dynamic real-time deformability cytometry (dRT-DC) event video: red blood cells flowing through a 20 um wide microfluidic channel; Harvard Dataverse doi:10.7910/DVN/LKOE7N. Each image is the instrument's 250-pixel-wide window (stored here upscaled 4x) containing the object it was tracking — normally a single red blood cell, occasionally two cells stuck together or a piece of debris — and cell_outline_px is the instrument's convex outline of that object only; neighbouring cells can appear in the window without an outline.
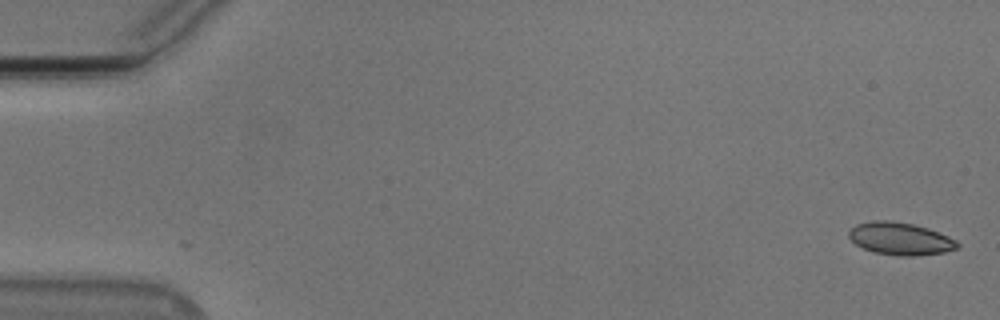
{"species": "Egyptian fruit bat (a non-hibernating species)", "species_latin": "Rousettus aegyptiacus", "temperature_condition": "cold", "stored_images_in_passage": 55, "camera_frame_rate_fps": 3000, "um_per_image_px": 0.085, "animal": {"sex": "male"}, "frame": {"image": 1, "passage_image": 1, "time_ms": 0.0, "image_size_px": [1000, 320], "cell_outline_px": [[960, 248], [944, 252], [916, 256], [900, 256], [872, 252], [856, 244], [848, 236], [848, 232], [856, 224], [872, 220], [892, 220], [912, 224], [928, 228], [948, 236], [956, 240], [960, 244]], "centroid_in_image_um": [76.54, 20.29], "position_along_channel_um": 8.5, "area_um2": 20.69}}
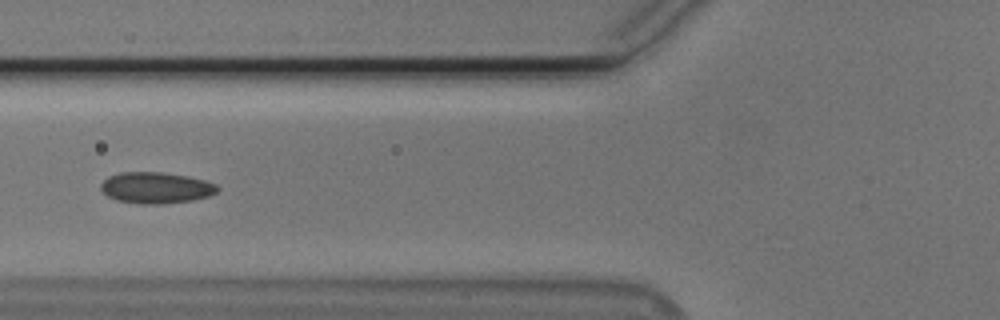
{"frame": {"image": 2, "passage_image": 21, "time_ms": 6.667, "image_size_px": [1000, 320], "cell_outline_px": [[220, 188], [216, 192], [208, 196], [192, 200], [160, 204], [140, 204], [116, 200], [108, 196], [100, 188], [100, 184], [108, 176], [120, 172], [160, 172], [188, 176], [204, 180], [216, 184]], "centroid_in_image_um": [13.24, 15.96], "position_along_channel_um": 112.6, "area_um2": 21.21}}
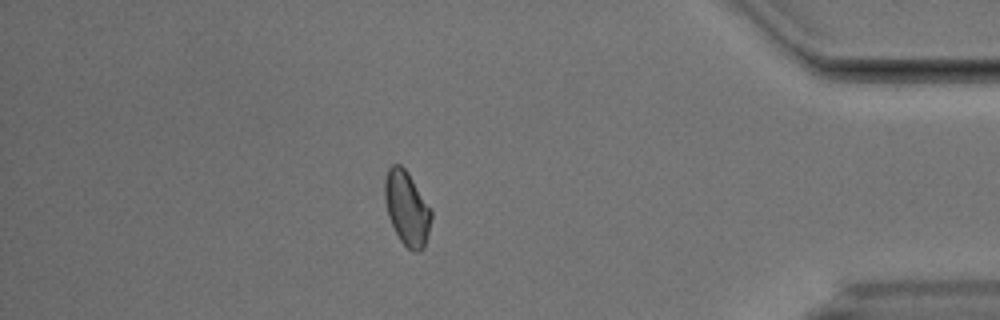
{"frame": {"image": 3, "passage_image": 47, "time_ms": 15.333, "image_size_px": [1000, 320], "cell_outline_px": [[432, 216], [424, 248], [420, 252], [412, 252], [400, 240], [388, 216], [384, 196], [384, 180], [388, 168], [392, 164], [400, 164], [408, 172], [432, 212]], "centroid_in_image_um": [34.57, 17.7], "position_along_channel_um": 400.6, "area_um2": 19.94}}